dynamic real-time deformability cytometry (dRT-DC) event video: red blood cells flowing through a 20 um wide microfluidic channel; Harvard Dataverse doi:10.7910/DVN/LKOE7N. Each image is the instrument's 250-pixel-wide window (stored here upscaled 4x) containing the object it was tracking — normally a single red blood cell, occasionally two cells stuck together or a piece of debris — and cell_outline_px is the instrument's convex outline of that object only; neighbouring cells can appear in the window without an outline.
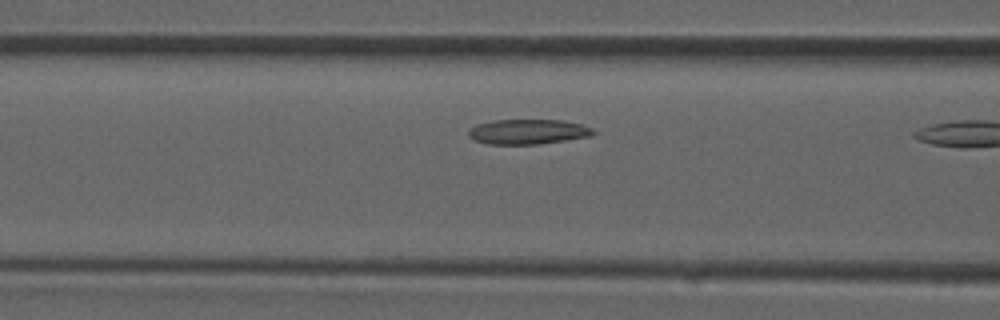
{"species": "common noctule bat (a hibernating species)", "species_latin": "Nyctalus noctula", "temperature_condition": "room temperature", "stored_images_in_passage": 11, "camera_frame_rate_fps": 3000, "um_per_image_px": 0.085, "animal": {"sex": "male", "forearm_length_mm": 52.5}, "frame": {"image": 1, "passage_image": 10, "time_ms": 3.0, "image_size_px": [1000, 320], "cell_outline_px": [[596, 132], [592, 136], [540, 144], [488, 144], [472, 140], [468, 136], [468, 132], [476, 124], [492, 120], [560, 120], [580, 124], [592, 128]], "centroid_in_image_um": [44.86, 11.2], "position_along_channel_um": 121.7, "area_um2": 18.21}}